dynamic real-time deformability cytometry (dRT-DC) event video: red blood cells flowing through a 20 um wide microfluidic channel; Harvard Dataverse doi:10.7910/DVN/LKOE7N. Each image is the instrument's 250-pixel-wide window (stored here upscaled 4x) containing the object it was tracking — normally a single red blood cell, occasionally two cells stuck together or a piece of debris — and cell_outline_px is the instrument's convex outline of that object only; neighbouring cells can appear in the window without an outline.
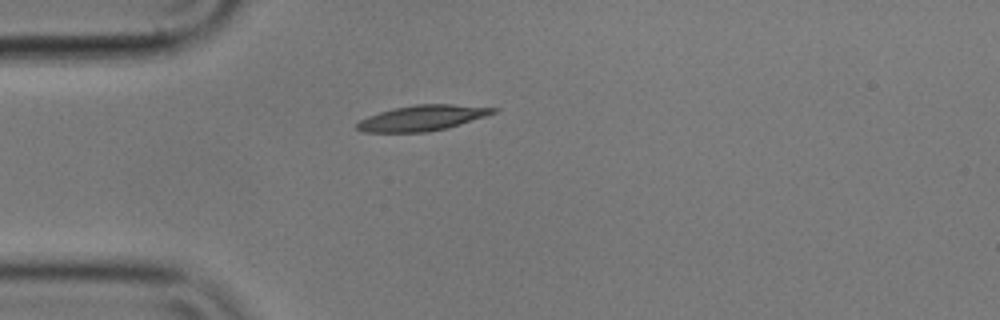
{"species": "common noctule bat (a hibernating species)", "species_latin": "Nyctalus noctula", "temperature_condition": "cold", "stored_images_in_passage": 42, "camera_frame_rate_fps": 3000, "um_per_image_px": 0.085, "animal": {"sex": "male", "body_mass_g": 17.9}, "frame": {"image": 1, "passage_image": 1, "time_ms": 0.0, "image_size_px": [1000, 320], "cell_outline_px": [[500, 108], [496, 112], [448, 128], [428, 132], [364, 132], [356, 128], [356, 124], [360, 120], [368, 116], [392, 108], [416, 104], [452, 104]], "centroid_in_image_um": [35.89, 10.02], "position_along_channel_um": 49.1, "area_um2": 20.17}}
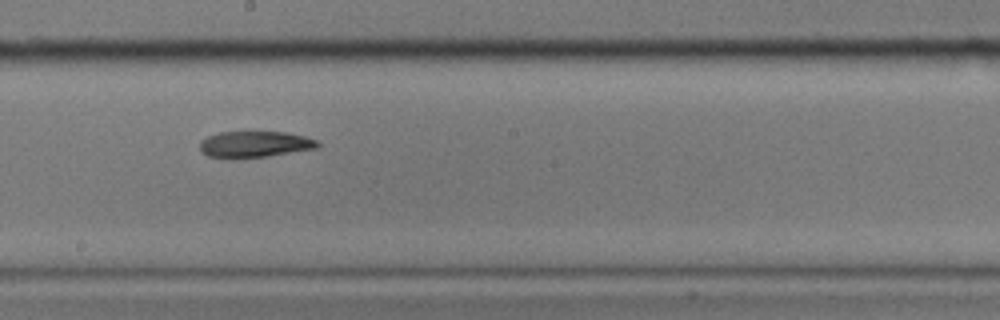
{"frame": {"image": 2, "passage_image": 17, "time_ms": 5.333, "image_size_px": [1000, 320], "cell_outline_px": [[320, 144], [316, 148], [264, 156], [208, 156], [200, 152], [200, 140], [208, 136], [220, 132], [284, 132], [304, 136], [316, 140]], "centroid_in_image_um": [21.64, 12.23], "position_along_channel_um": 226.6, "area_um2": 17.28}}
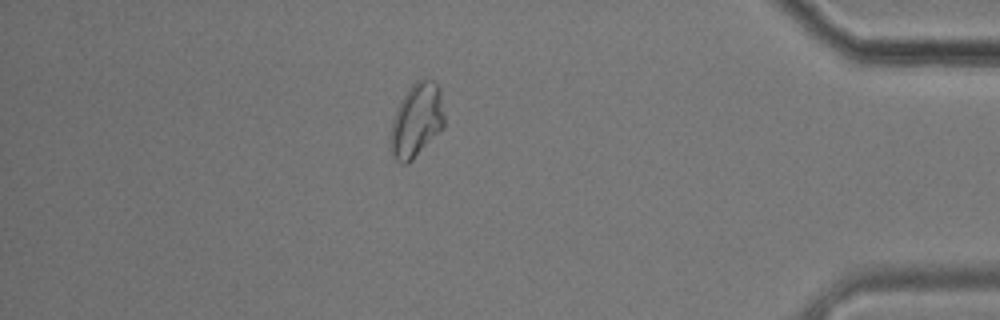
{"frame": {"image": 3, "passage_image": 35, "time_ms": 11.333, "image_size_px": [1000, 320], "cell_outline_px": [[444, 128], [408, 164], [400, 164], [392, 156], [388, 140], [392, 120], [400, 100], [408, 88], [416, 80], [432, 80], [440, 88], [444, 116]], "centroid_in_image_um": [35.38, 10.26], "position_along_channel_um": 399.8, "area_um2": 23.52}, "authors_computed_cell_mechanics": {"area_um2": 19.6231, "velocity_mm_per_s": 3.5321, "shape_relaxation_time_tau1_ms": 8.2148, "shape_relaxation_time_tau2_ms": null, "deformation_change_tau1": 0.1844, "deformation_change_tau2": null}}